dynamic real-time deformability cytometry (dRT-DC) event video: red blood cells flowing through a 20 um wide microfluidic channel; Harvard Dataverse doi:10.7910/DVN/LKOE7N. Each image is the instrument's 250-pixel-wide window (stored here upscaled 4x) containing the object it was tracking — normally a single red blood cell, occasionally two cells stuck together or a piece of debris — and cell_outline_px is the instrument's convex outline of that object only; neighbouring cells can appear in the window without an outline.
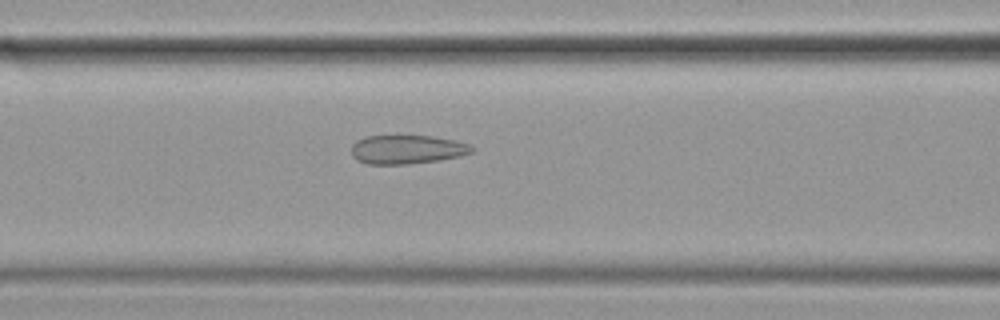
{"species": "common noctule bat (a hibernating species)", "species_latin": "Nyctalus noctula", "temperature_condition": "cold", "stored_images_in_passage": 43, "camera_frame_rate_fps": 3000, "um_per_image_px": 0.085, "animal": {"sex": "female", "body_mass_g": 19.9}, "frame": {"image": 1, "passage_image": 9, "time_ms": 2.667, "image_size_px": [1000, 320], "cell_outline_px": [[476, 152], [460, 156], [440, 160], [404, 164], [368, 164], [356, 160], [352, 156], [352, 144], [356, 140], [364, 136], [432, 136], [456, 140], [472, 144], [476, 148]], "centroid_in_image_um": [34.65, 12.7], "position_along_channel_um": 131.9, "area_um2": 20.58}}
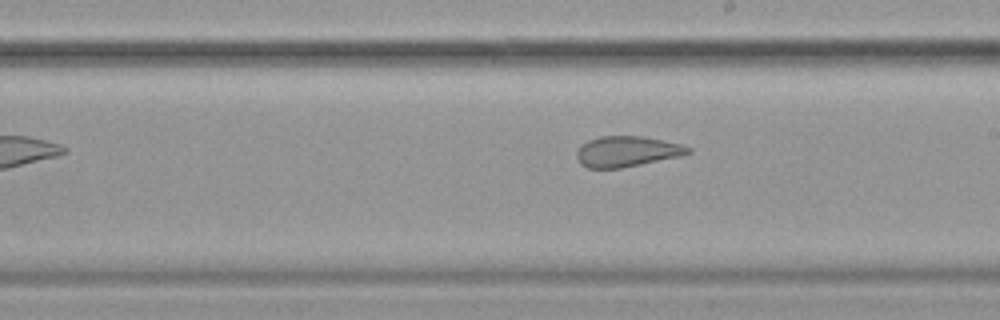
{"frame": {"image": 2, "passage_image": 18, "time_ms": 5.667, "image_size_px": [1000, 320], "cell_outline_px": [[692, 152], [684, 156], [620, 168], [588, 168], [580, 164], [576, 156], [576, 152], [580, 144], [588, 140], [600, 136], [644, 136], [680, 144], [692, 148]], "centroid_in_image_um": [53.29, 12.87], "position_along_channel_um": 235.7, "area_um2": 20.11}}
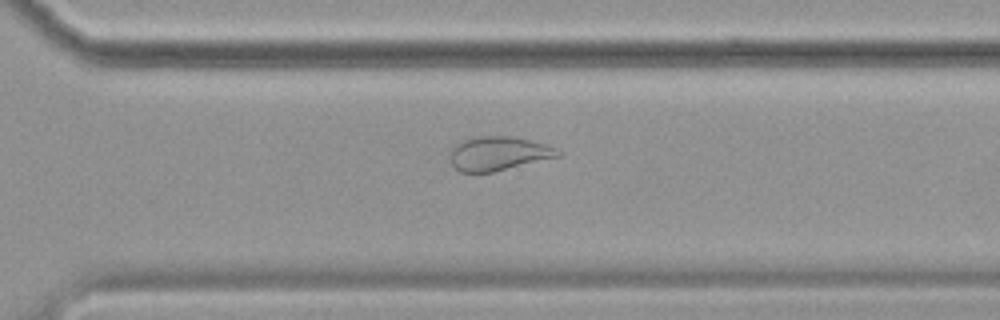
{"frame": {"image": 3, "passage_image": 26, "time_ms": 8.333, "image_size_px": [1000, 320], "cell_outline_px": [[560, 156], [492, 172], [460, 172], [452, 164], [452, 148], [456, 144], [464, 140], [476, 136], [512, 136], [544, 144], [556, 148], [560, 152]], "centroid_in_image_um": [42.37, 13.04], "position_along_channel_um": 328.2, "area_um2": 20.92}, "authors_computed_cell_mechanics": {"area_um2": 22.7732, "velocity_mm_per_s": 3.4754, "shape_relaxation_time_tau1_ms": null, "shape_relaxation_time_tau2_ms": 1.841, "deformation_change_tau1": null, "deformation_change_tau2": 0.0937}}